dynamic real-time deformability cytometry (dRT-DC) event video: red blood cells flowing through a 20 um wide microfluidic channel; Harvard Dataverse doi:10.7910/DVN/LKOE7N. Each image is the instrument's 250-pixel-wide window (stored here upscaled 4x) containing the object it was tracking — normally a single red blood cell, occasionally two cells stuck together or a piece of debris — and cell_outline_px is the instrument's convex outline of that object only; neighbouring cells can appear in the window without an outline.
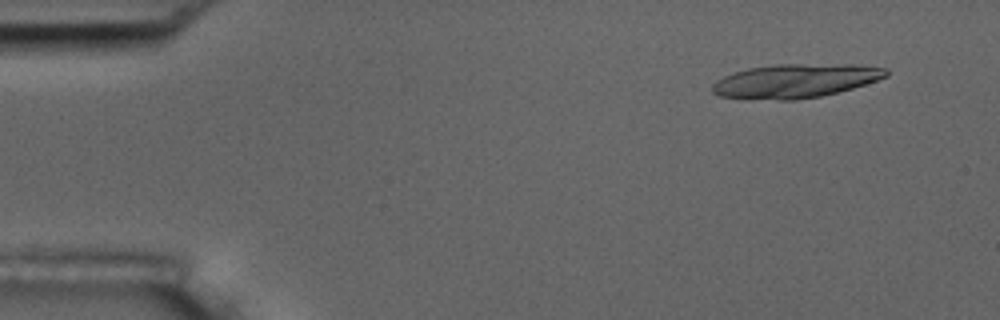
{"species": "common noctule bat (a hibernating species)", "species_latin": "Nyctalus noctula", "temperature_condition": "room temperature", "stored_images_in_passage": 7, "camera_frame_rate_fps": 3000, "um_per_image_px": 0.085, "animal": {"sex": "male", "body_mass_g": 17.5, "forearm_length_mm": 52.3}, "frame": {"image": 1, "passage_image": 2, "time_ms": 1.333, "image_size_px": [1000, 320], "cell_outline_px": [[888, 76], [852, 88], [820, 96], [796, 100], [748, 100], [720, 96], [712, 92], [712, 84], [716, 80], [724, 76], [748, 68], [776, 64], [852, 64], [888, 68]], "centroid_in_image_um": [67.57, 6.88], "position_along_channel_um": 17.4, "area_um2": 34.51}}
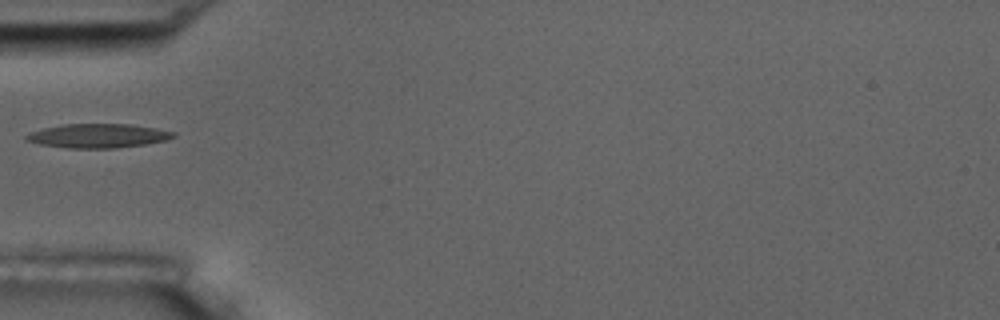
{"frame": {"image": 2, "passage_image": 6, "time_ms": 6.0, "image_size_px": [1000, 320], "cell_outline_px": [[176, 136], [164, 140], [144, 144], [116, 148], [68, 148], [40, 144], [28, 140], [24, 136], [32, 132], [44, 128], [64, 124], [128, 124], [156, 128], [176, 132]], "centroid_in_image_um": [8.36, 11.54], "position_along_channel_um": 76.6, "area_um2": 20.35}}